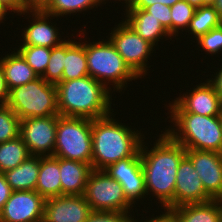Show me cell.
<instances>
[{"mask_svg": "<svg viewBox=\"0 0 222 222\" xmlns=\"http://www.w3.org/2000/svg\"><path fill=\"white\" fill-rule=\"evenodd\" d=\"M104 1H106V0H104ZM111 1V0H110ZM116 1V0H115ZM118 1H122V0H118ZM123 4H125L126 3V5L125 6H128L131 2H132V0H123Z\"/></svg>", "mask_w": 222, "mask_h": 222, "instance_id": "cell-46", "label": "cell"}, {"mask_svg": "<svg viewBox=\"0 0 222 222\" xmlns=\"http://www.w3.org/2000/svg\"><path fill=\"white\" fill-rule=\"evenodd\" d=\"M196 43L201 46L204 52L211 55H216L222 51V25L211 29L206 34L196 39Z\"/></svg>", "mask_w": 222, "mask_h": 222, "instance_id": "cell-32", "label": "cell"}, {"mask_svg": "<svg viewBox=\"0 0 222 222\" xmlns=\"http://www.w3.org/2000/svg\"><path fill=\"white\" fill-rule=\"evenodd\" d=\"M106 4L104 0H53L50 6L45 10L46 13L54 17L65 16L67 17L73 13H81L93 9L95 6L98 8L101 4Z\"/></svg>", "mask_w": 222, "mask_h": 222, "instance_id": "cell-27", "label": "cell"}, {"mask_svg": "<svg viewBox=\"0 0 222 222\" xmlns=\"http://www.w3.org/2000/svg\"><path fill=\"white\" fill-rule=\"evenodd\" d=\"M44 205L37 191H13L0 212V222H42Z\"/></svg>", "mask_w": 222, "mask_h": 222, "instance_id": "cell-12", "label": "cell"}, {"mask_svg": "<svg viewBox=\"0 0 222 222\" xmlns=\"http://www.w3.org/2000/svg\"><path fill=\"white\" fill-rule=\"evenodd\" d=\"M53 0H24L25 11H45Z\"/></svg>", "mask_w": 222, "mask_h": 222, "instance_id": "cell-38", "label": "cell"}, {"mask_svg": "<svg viewBox=\"0 0 222 222\" xmlns=\"http://www.w3.org/2000/svg\"><path fill=\"white\" fill-rule=\"evenodd\" d=\"M40 170V156H29L19 166L6 171L7 183L13 191H35Z\"/></svg>", "mask_w": 222, "mask_h": 222, "instance_id": "cell-23", "label": "cell"}, {"mask_svg": "<svg viewBox=\"0 0 222 222\" xmlns=\"http://www.w3.org/2000/svg\"><path fill=\"white\" fill-rule=\"evenodd\" d=\"M222 25V19L214 6L203 5L195 9L193 18L190 21L188 32L193 38L198 39L211 29Z\"/></svg>", "mask_w": 222, "mask_h": 222, "instance_id": "cell-25", "label": "cell"}, {"mask_svg": "<svg viewBox=\"0 0 222 222\" xmlns=\"http://www.w3.org/2000/svg\"><path fill=\"white\" fill-rule=\"evenodd\" d=\"M195 7L185 0H180L170 7L172 18V37L178 36V32L184 31L189 27L193 18ZM180 30V31H179Z\"/></svg>", "mask_w": 222, "mask_h": 222, "instance_id": "cell-31", "label": "cell"}, {"mask_svg": "<svg viewBox=\"0 0 222 222\" xmlns=\"http://www.w3.org/2000/svg\"><path fill=\"white\" fill-rule=\"evenodd\" d=\"M49 47L20 45L16 50L23 56L27 64L41 77L47 67L51 55Z\"/></svg>", "mask_w": 222, "mask_h": 222, "instance_id": "cell-28", "label": "cell"}, {"mask_svg": "<svg viewBox=\"0 0 222 222\" xmlns=\"http://www.w3.org/2000/svg\"><path fill=\"white\" fill-rule=\"evenodd\" d=\"M26 13L29 15L32 13L29 17H33V23L30 22L31 24L28 27H25L24 30L22 29L23 43L21 45L53 48L66 41L59 36L61 34L58 32L59 29H57L56 24L51 23L52 17L54 18L53 15L45 11H24L20 15H25Z\"/></svg>", "mask_w": 222, "mask_h": 222, "instance_id": "cell-17", "label": "cell"}, {"mask_svg": "<svg viewBox=\"0 0 222 222\" xmlns=\"http://www.w3.org/2000/svg\"><path fill=\"white\" fill-rule=\"evenodd\" d=\"M216 0H202V6L203 5H209L213 6L215 4Z\"/></svg>", "mask_w": 222, "mask_h": 222, "instance_id": "cell-45", "label": "cell"}, {"mask_svg": "<svg viewBox=\"0 0 222 222\" xmlns=\"http://www.w3.org/2000/svg\"><path fill=\"white\" fill-rule=\"evenodd\" d=\"M185 1H187L190 5H193L195 8L202 6V0H185Z\"/></svg>", "mask_w": 222, "mask_h": 222, "instance_id": "cell-43", "label": "cell"}, {"mask_svg": "<svg viewBox=\"0 0 222 222\" xmlns=\"http://www.w3.org/2000/svg\"><path fill=\"white\" fill-rule=\"evenodd\" d=\"M163 133V134H162ZM149 150L144 139L140 146L141 165L145 175L146 194L156 197L164 210L174 208V191L177 169L186 155V149L175 142L165 131ZM163 205V206H162Z\"/></svg>", "mask_w": 222, "mask_h": 222, "instance_id": "cell-1", "label": "cell"}, {"mask_svg": "<svg viewBox=\"0 0 222 222\" xmlns=\"http://www.w3.org/2000/svg\"><path fill=\"white\" fill-rule=\"evenodd\" d=\"M91 212L84 195H61L45 200L42 222H85Z\"/></svg>", "mask_w": 222, "mask_h": 222, "instance_id": "cell-14", "label": "cell"}, {"mask_svg": "<svg viewBox=\"0 0 222 222\" xmlns=\"http://www.w3.org/2000/svg\"><path fill=\"white\" fill-rule=\"evenodd\" d=\"M213 199L205 192L199 174L185 155L177 169L174 208L184 204L206 203Z\"/></svg>", "mask_w": 222, "mask_h": 222, "instance_id": "cell-15", "label": "cell"}, {"mask_svg": "<svg viewBox=\"0 0 222 222\" xmlns=\"http://www.w3.org/2000/svg\"><path fill=\"white\" fill-rule=\"evenodd\" d=\"M220 121H221V125H222V112H221V115H220Z\"/></svg>", "mask_w": 222, "mask_h": 222, "instance_id": "cell-47", "label": "cell"}, {"mask_svg": "<svg viewBox=\"0 0 222 222\" xmlns=\"http://www.w3.org/2000/svg\"><path fill=\"white\" fill-rule=\"evenodd\" d=\"M123 20L144 40L157 47L160 39L170 38V34L164 29L159 20L144 9H126ZM165 37V38H163Z\"/></svg>", "mask_w": 222, "mask_h": 222, "instance_id": "cell-18", "label": "cell"}, {"mask_svg": "<svg viewBox=\"0 0 222 222\" xmlns=\"http://www.w3.org/2000/svg\"><path fill=\"white\" fill-rule=\"evenodd\" d=\"M92 211L132 212L123 187L104 170H92L84 192Z\"/></svg>", "mask_w": 222, "mask_h": 222, "instance_id": "cell-8", "label": "cell"}, {"mask_svg": "<svg viewBox=\"0 0 222 222\" xmlns=\"http://www.w3.org/2000/svg\"><path fill=\"white\" fill-rule=\"evenodd\" d=\"M169 105V106H168ZM167 105L172 127L165 131L185 149L222 153V125L220 116H203L185 112L175 101ZM175 126V128H174Z\"/></svg>", "mask_w": 222, "mask_h": 222, "instance_id": "cell-4", "label": "cell"}, {"mask_svg": "<svg viewBox=\"0 0 222 222\" xmlns=\"http://www.w3.org/2000/svg\"><path fill=\"white\" fill-rule=\"evenodd\" d=\"M222 66H220V70L217 71L215 76L213 75V77L215 78H207V81L214 87V90L218 93V95L220 96L221 100H222Z\"/></svg>", "mask_w": 222, "mask_h": 222, "instance_id": "cell-39", "label": "cell"}, {"mask_svg": "<svg viewBox=\"0 0 222 222\" xmlns=\"http://www.w3.org/2000/svg\"><path fill=\"white\" fill-rule=\"evenodd\" d=\"M59 115L97 119L113 110L112 92L91 76H84L56 84ZM111 94V95H110ZM112 108V109H111Z\"/></svg>", "mask_w": 222, "mask_h": 222, "instance_id": "cell-3", "label": "cell"}, {"mask_svg": "<svg viewBox=\"0 0 222 222\" xmlns=\"http://www.w3.org/2000/svg\"><path fill=\"white\" fill-rule=\"evenodd\" d=\"M7 13L0 7V23L3 22L7 17H5Z\"/></svg>", "mask_w": 222, "mask_h": 222, "instance_id": "cell-44", "label": "cell"}, {"mask_svg": "<svg viewBox=\"0 0 222 222\" xmlns=\"http://www.w3.org/2000/svg\"><path fill=\"white\" fill-rule=\"evenodd\" d=\"M92 166L87 163L60 158L62 195H84Z\"/></svg>", "mask_w": 222, "mask_h": 222, "instance_id": "cell-19", "label": "cell"}, {"mask_svg": "<svg viewBox=\"0 0 222 222\" xmlns=\"http://www.w3.org/2000/svg\"><path fill=\"white\" fill-rule=\"evenodd\" d=\"M144 10L150 13L156 20H159L164 29L172 37V18L169 6L163 5L162 3H155L146 7Z\"/></svg>", "mask_w": 222, "mask_h": 222, "instance_id": "cell-34", "label": "cell"}, {"mask_svg": "<svg viewBox=\"0 0 222 222\" xmlns=\"http://www.w3.org/2000/svg\"><path fill=\"white\" fill-rule=\"evenodd\" d=\"M7 105L20 120L59 115L56 85L42 77L11 89Z\"/></svg>", "mask_w": 222, "mask_h": 222, "instance_id": "cell-6", "label": "cell"}, {"mask_svg": "<svg viewBox=\"0 0 222 222\" xmlns=\"http://www.w3.org/2000/svg\"><path fill=\"white\" fill-rule=\"evenodd\" d=\"M87 56L84 45L79 41H65V62L62 81L88 76Z\"/></svg>", "mask_w": 222, "mask_h": 222, "instance_id": "cell-24", "label": "cell"}, {"mask_svg": "<svg viewBox=\"0 0 222 222\" xmlns=\"http://www.w3.org/2000/svg\"><path fill=\"white\" fill-rule=\"evenodd\" d=\"M206 82V83H205ZM196 85L191 92L183 93L174 101L188 113L203 116H220L222 112V100L214 87L207 81Z\"/></svg>", "mask_w": 222, "mask_h": 222, "instance_id": "cell-16", "label": "cell"}, {"mask_svg": "<svg viewBox=\"0 0 222 222\" xmlns=\"http://www.w3.org/2000/svg\"><path fill=\"white\" fill-rule=\"evenodd\" d=\"M216 11L218 12L220 18L222 19V0H216L215 4L213 5Z\"/></svg>", "mask_w": 222, "mask_h": 222, "instance_id": "cell-42", "label": "cell"}, {"mask_svg": "<svg viewBox=\"0 0 222 222\" xmlns=\"http://www.w3.org/2000/svg\"><path fill=\"white\" fill-rule=\"evenodd\" d=\"M108 38L129 68L139 77L147 75V62L154 46L138 35L124 20L118 23ZM147 68V69H146Z\"/></svg>", "mask_w": 222, "mask_h": 222, "instance_id": "cell-9", "label": "cell"}, {"mask_svg": "<svg viewBox=\"0 0 222 222\" xmlns=\"http://www.w3.org/2000/svg\"><path fill=\"white\" fill-rule=\"evenodd\" d=\"M29 156V150L20 136L0 143V173L16 168Z\"/></svg>", "mask_w": 222, "mask_h": 222, "instance_id": "cell-26", "label": "cell"}, {"mask_svg": "<svg viewBox=\"0 0 222 222\" xmlns=\"http://www.w3.org/2000/svg\"><path fill=\"white\" fill-rule=\"evenodd\" d=\"M85 222H134L130 212L92 211Z\"/></svg>", "mask_w": 222, "mask_h": 222, "instance_id": "cell-33", "label": "cell"}, {"mask_svg": "<svg viewBox=\"0 0 222 222\" xmlns=\"http://www.w3.org/2000/svg\"><path fill=\"white\" fill-rule=\"evenodd\" d=\"M13 190L11 186L7 183L4 173H0V212L3 210V207L9 197L11 196Z\"/></svg>", "mask_w": 222, "mask_h": 222, "instance_id": "cell-37", "label": "cell"}, {"mask_svg": "<svg viewBox=\"0 0 222 222\" xmlns=\"http://www.w3.org/2000/svg\"><path fill=\"white\" fill-rule=\"evenodd\" d=\"M19 116L6 105H0V143L20 136Z\"/></svg>", "mask_w": 222, "mask_h": 222, "instance_id": "cell-29", "label": "cell"}, {"mask_svg": "<svg viewBox=\"0 0 222 222\" xmlns=\"http://www.w3.org/2000/svg\"><path fill=\"white\" fill-rule=\"evenodd\" d=\"M177 222H220L222 203L212 200L206 203L184 204L169 210Z\"/></svg>", "mask_w": 222, "mask_h": 222, "instance_id": "cell-21", "label": "cell"}, {"mask_svg": "<svg viewBox=\"0 0 222 222\" xmlns=\"http://www.w3.org/2000/svg\"><path fill=\"white\" fill-rule=\"evenodd\" d=\"M0 7L7 13L11 11L13 13H20L25 11L24 0H0Z\"/></svg>", "mask_w": 222, "mask_h": 222, "instance_id": "cell-36", "label": "cell"}, {"mask_svg": "<svg viewBox=\"0 0 222 222\" xmlns=\"http://www.w3.org/2000/svg\"><path fill=\"white\" fill-rule=\"evenodd\" d=\"M102 40L81 42L85 47L89 76L104 84L110 91L112 89L107 85L113 83L114 85L110 84L112 88L116 92H122L123 88L128 87L126 85L128 82L135 81L139 77L125 63L111 41L108 38L107 41Z\"/></svg>", "mask_w": 222, "mask_h": 222, "instance_id": "cell-5", "label": "cell"}, {"mask_svg": "<svg viewBox=\"0 0 222 222\" xmlns=\"http://www.w3.org/2000/svg\"><path fill=\"white\" fill-rule=\"evenodd\" d=\"M53 157L91 165L92 120L59 115Z\"/></svg>", "mask_w": 222, "mask_h": 222, "instance_id": "cell-7", "label": "cell"}, {"mask_svg": "<svg viewBox=\"0 0 222 222\" xmlns=\"http://www.w3.org/2000/svg\"><path fill=\"white\" fill-rule=\"evenodd\" d=\"M35 191L45 200L62 195L59 157L40 156V170Z\"/></svg>", "mask_w": 222, "mask_h": 222, "instance_id": "cell-20", "label": "cell"}, {"mask_svg": "<svg viewBox=\"0 0 222 222\" xmlns=\"http://www.w3.org/2000/svg\"><path fill=\"white\" fill-rule=\"evenodd\" d=\"M178 1L180 0H132V2L125 7L126 9H145L155 3H162L163 5L171 7Z\"/></svg>", "mask_w": 222, "mask_h": 222, "instance_id": "cell-35", "label": "cell"}, {"mask_svg": "<svg viewBox=\"0 0 222 222\" xmlns=\"http://www.w3.org/2000/svg\"><path fill=\"white\" fill-rule=\"evenodd\" d=\"M146 221L141 220L140 222H177L175 217L173 216V214L168 211V210H164V212H162V214H160L159 216H156L154 218H150V220L148 219H144ZM138 220H134V222H137Z\"/></svg>", "mask_w": 222, "mask_h": 222, "instance_id": "cell-41", "label": "cell"}, {"mask_svg": "<svg viewBox=\"0 0 222 222\" xmlns=\"http://www.w3.org/2000/svg\"><path fill=\"white\" fill-rule=\"evenodd\" d=\"M186 156L191 160L199 174L205 192L213 200L222 199V153L197 149H186Z\"/></svg>", "mask_w": 222, "mask_h": 222, "instance_id": "cell-13", "label": "cell"}, {"mask_svg": "<svg viewBox=\"0 0 222 222\" xmlns=\"http://www.w3.org/2000/svg\"><path fill=\"white\" fill-rule=\"evenodd\" d=\"M65 62V41L51 49V55L44 74L41 76L45 81L58 84L62 81Z\"/></svg>", "mask_w": 222, "mask_h": 222, "instance_id": "cell-30", "label": "cell"}, {"mask_svg": "<svg viewBox=\"0 0 222 222\" xmlns=\"http://www.w3.org/2000/svg\"><path fill=\"white\" fill-rule=\"evenodd\" d=\"M1 58L0 66L3 70L8 91L38 78V75L17 50Z\"/></svg>", "mask_w": 222, "mask_h": 222, "instance_id": "cell-22", "label": "cell"}, {"mask_svg": "<svg viewBox=\"0 0 222 222\" xmlns=\"http://www.w3.org/2000/svg\"><path fill=\"white\" fill-rule=\"evenodd\" d=\"M9 97V91L6 86L3 70L0 66V105H6Z\"/></svg>", "mask_w": 222, "mask_h": 222, "instance_id": "cell-40", "label": "cell"}, {"mask_svg": "<svg viewBox=\"0 0 222 222\" xmlns=\"http://www.w3.org/2000/svg\"><path fill=\"white\" fill-rule=\"evenodd\" d=\"M112 112L92 120V160L94 170H104L111 164L132 157L139 149L144 135L113 119ZM113 117V118H112Z\"/></svg>", "mask_w": 222, "mask_h": 222, "instance_id": "cell-2", "label": "cell"}, {"mask_svg": "<svg viewBox=\"0 0 222 222\" xmlns=\"http://www.w3.org/2000/svg\"><path fill=\"white\" fill-rule=\"evenodd\" d=\"M104 171L120 183L125 196L132 204L135 205L147 195L140 149L132 157L119 160L105 168Z\"/></svg>", "mask_w": 222, "mask_h": 222, "instance_id": "cell-11", "label": "cell"}, {"mask_svg": "<svg viewBox=\"0 0 222 222\" xmlns=\"http://www.w3.org/2000/svg\"><path fill=\"white\" fill-rule=\"evenodd\" d=\"M59 115L31 117L20 122V137L30 155L53 156Z\"/></svg>", "mask_w": 222, "mask_h": 222, "instance_id": "cell-10", "label": "cell"}]
</instances>
